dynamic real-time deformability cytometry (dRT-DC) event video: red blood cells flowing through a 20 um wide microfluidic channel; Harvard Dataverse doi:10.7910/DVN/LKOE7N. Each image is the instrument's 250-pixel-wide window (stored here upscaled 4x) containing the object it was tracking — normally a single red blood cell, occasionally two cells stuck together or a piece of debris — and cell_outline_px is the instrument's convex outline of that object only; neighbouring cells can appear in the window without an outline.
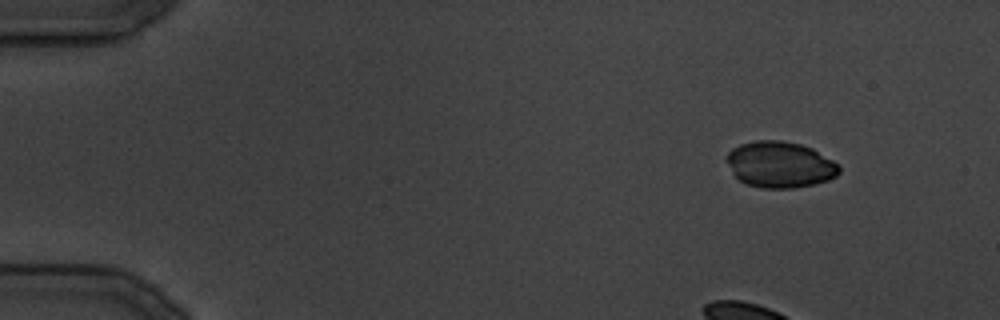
{"species": "common noctule bat (a hibernating species)", "species_latin": "Nyctalus noctula", "temperature_condition": "cold", "stored_images_in_passage": 19, "camera_frame_rate_fps": 3000, "um_per_image_px": 0.085, "animal": {"sex": "male", "body_mass_g": 19.5, "forearm_length_mm": 54.6}, "frame": {"image": 1, "passage_image": 1, "time_ms": 0.0, "image_size_px": [1000, 320], "cell_outline_px": [[840, 172], [836, 176], [828, 180], [816, 184], [792, 188], [760, 188], [748, 184], [740, 180], [732, 172], [724, 156], [732, 148], [740, 144], [756, 140], [780, 140], [800, 144], [812, 148], [840, 164]], "centroid_in_image_um": [66.3, 13.98], "position_along_channel_um": 18.7, "area_um2": 30.46}}